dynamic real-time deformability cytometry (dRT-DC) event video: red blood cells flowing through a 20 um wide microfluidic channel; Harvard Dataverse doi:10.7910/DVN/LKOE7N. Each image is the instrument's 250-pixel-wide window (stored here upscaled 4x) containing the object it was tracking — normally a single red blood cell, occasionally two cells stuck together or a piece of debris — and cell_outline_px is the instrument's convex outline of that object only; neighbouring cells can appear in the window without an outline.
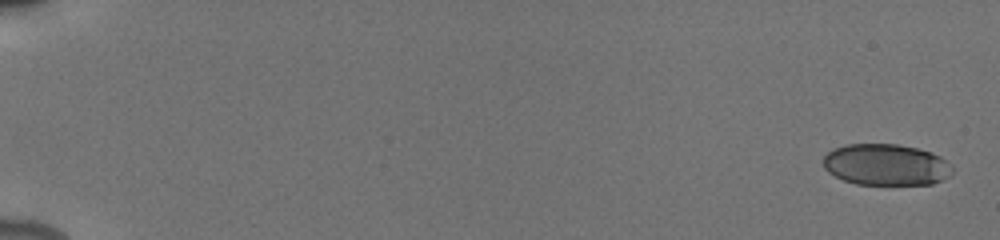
{"species": "human", "species_latin": "Homo sapiens", "temperature_condition": "cold", "stored_images_in_passage": 36, "camera_frame_rate_fps": 3000, "um_per_image_px": 0.085, "donor": {"sex": "male"}, "frame": {"image": 1, "passage_image": 1, "time_ms": 0.0, "image_size_px": [1000, 240], "cell_outline_px": [[952, 172], [948, 176], [932, 184], [856, 184], [844, 180], [828, 172], [824, 168], [824, 156], [832, 148], [844, 144], [896, 144], [916, 148], [932, 152], [940, 156], [952, 168]], "centroid_in_image_um": [75.27, 13.99], "position_along_channel_um": 9.7, "area_um2": 30.98}}
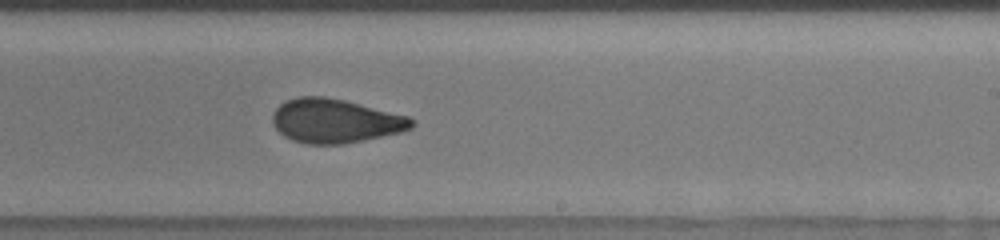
{"frame": {"image": 2, "passage_image": 22, "time_ms": 11.333, "image_size_px": [1000, 240], "cell_outline_px": [[412, 128], [400, 132], [344, 144], [308, 144], [292, 140], [284, 136], [272, 124], [272, 112], [284, 100], [296, 96], [324, 96], [344, 100], [408, 116], [412, 120]], "centroid_in_image_um": [28.43, 10.27], "position_along_channel_um": 260.6, "area_um2": 35.6}}
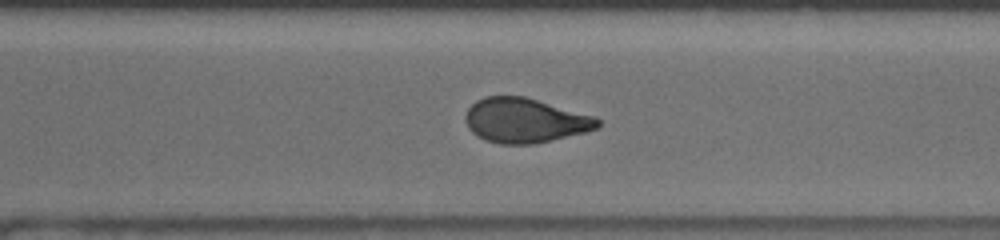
{"frame": {"image": 3, "passage_image": 26, "time_ms": 13.0, "image_size_px": [1000, 240], "cell_outline_px": [[600, 124], [596, 128], [584, 132], [536, 144], [500, 144], [484, 140], [472, 132], [468, 128], [464, 120], [464, 116], [468, 108], [476, 100], [484, 96], [524, 96], [596, 116], [600, 120]], "centroid_in_image_um": [44.6, 10.23], "position_along_channel_um": 326.0, "area_um2": 34.56}}